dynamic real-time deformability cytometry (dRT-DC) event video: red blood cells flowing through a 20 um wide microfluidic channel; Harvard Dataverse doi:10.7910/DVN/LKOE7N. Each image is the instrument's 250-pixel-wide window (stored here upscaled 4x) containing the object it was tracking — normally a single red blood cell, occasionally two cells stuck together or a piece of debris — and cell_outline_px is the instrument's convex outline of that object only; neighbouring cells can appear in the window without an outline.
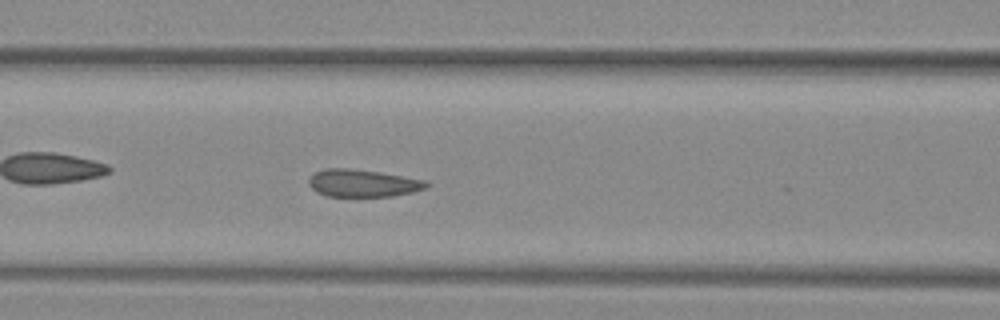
{"species": "common noctule bat (a hibernating species)", "species_latin": "Nyctalus noctula", "temperature_condition": "warm", "stored_images_in_passage": 23, "camera_frame_rate_fps": 3000, "um_per_image_px": 0.085, "animal": {"sex": "female", "body_mass_g": 29.2, "forearm_length_mm": 56.3}, "frame": {"image": 1, "passage_image": 19, "time_ms": 6.0, "image_size_px": [1000, 320], "cell_outline_px": [[432, 184], [428, 188], [412, 192], [392, 196], [328, 196], [316, 192], [308, 184], [308, 180], [316, 172], [324, 168], [348, 168], [380, 172], [424, 180]], "centroid_in_image_um": [30.85, 15.57], "position_along_channel_um": 135.7, "area_um2": 18.79}}
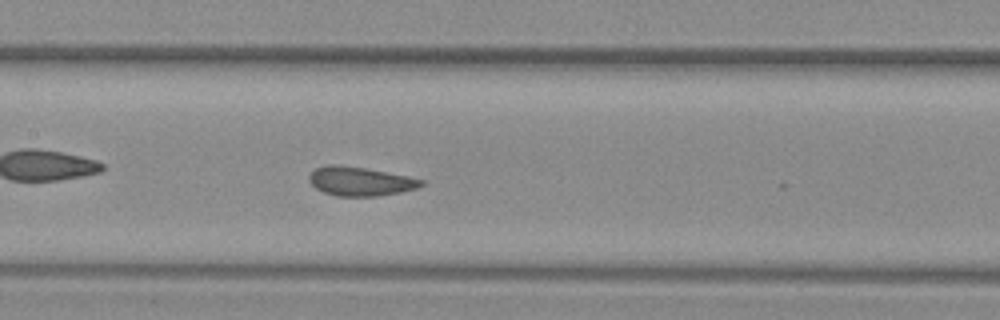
{"frame": {"image": 2, "passage_image": 22, "time_ms": 7.0, "image_size_px": [1000, 320], "cell_outline_px": [[424, 184], [416, 188], [400, 192], [376, 196], [336, 196], [324, 192], [316, 188], [308, 180], [308, 176], [316, 168], [328, 164], [340, 164], [364, 168], [408, 176], [424, 180]], "centroid_in_image_um": [30.59, 15.4], "position_along_channel_um": 176.8, "area_um2": 18.84}}